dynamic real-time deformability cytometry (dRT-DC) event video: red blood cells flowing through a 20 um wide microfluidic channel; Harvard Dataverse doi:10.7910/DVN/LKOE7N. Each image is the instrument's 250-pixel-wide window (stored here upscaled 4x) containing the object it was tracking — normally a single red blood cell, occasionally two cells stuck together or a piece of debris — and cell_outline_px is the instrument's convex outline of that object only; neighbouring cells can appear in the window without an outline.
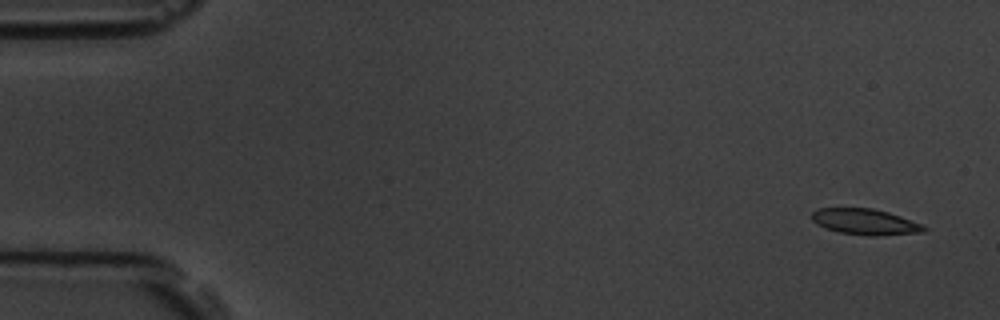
{"species": "common noctule bat (a hibernating species)", "species_latin": "Nyctalus noctula", "temperature_condition": "room temperature", "stored_images_in_passage": 5, "segment_of_instrument_passage": [1, 2], "camera_frame_rate_fps": 3000, "um_per_image_px": 0.085, "animal": {"sex": "male", "body_mass_g": 19.5, "forearm_length_mm": 54.6}, "frame": {"image": 1, "passage_image": 1, "time_ms": 0.0, "image_size_px": [1000, 320], "cell_outline_px": [[928, 228], [924, 232], [876, 236], [868, 236], [840, 232], [824, 228], [816, 224], [812, 220], [812, 212], [820, 208], [872, 208], [888, 212], [924, 224]], "centroid_in_image_um": [73.56, 18.86], "position_along_channel_um": 11.4, "area_um2": 17.05}}
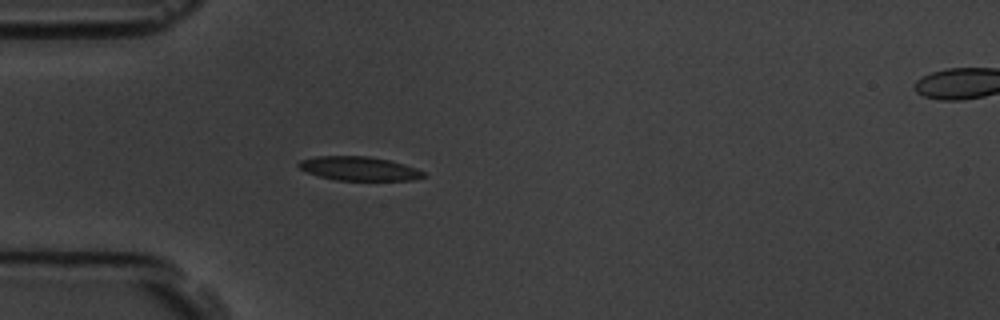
{"frame": {"image": 2, "passage_image": 4, "time_ms": 4.333, "image_size_px": [1000, 320], "cell_outline_px": [[428, 176], [412, 180], [336, 180], [320, 176], [308, 172], [300, 168], [296, 164], [300, 160], [316, 156], [368, 156], [392, 160], [416, 168], [424, 172]], "centroid_in_image_um": [30.55, 14.32], "position_along_channel_um": 54.5, "area_um2": 17.46}}